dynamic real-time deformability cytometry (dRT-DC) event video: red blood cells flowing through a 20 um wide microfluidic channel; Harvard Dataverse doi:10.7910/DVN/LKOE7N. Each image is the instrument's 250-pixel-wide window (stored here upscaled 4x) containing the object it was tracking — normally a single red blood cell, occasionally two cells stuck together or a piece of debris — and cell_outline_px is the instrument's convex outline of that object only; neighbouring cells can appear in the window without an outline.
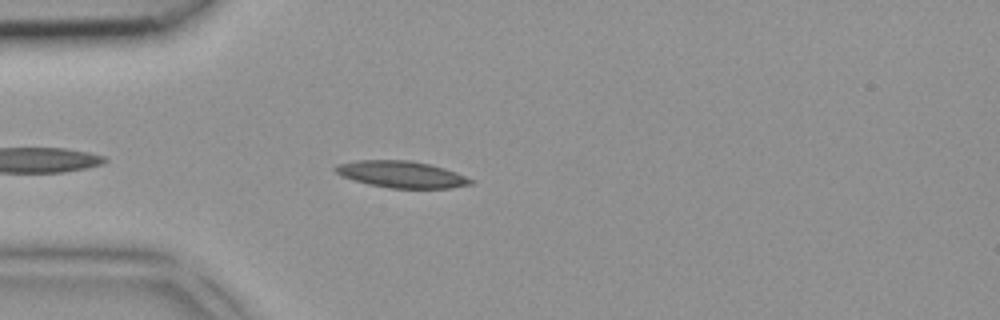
{"species": "common noctule bat (a hibernating species)", "species_latin": "Nyctalus noctula", "temperature_condition": "room temperature", "stored_images_in_passage": 3, "camera_frame_rate_fps": 3000, "um_per_image_px": 0.085, "animal": {"sex": "female", "body_mass_g": 18.4}, "frame": {"image": 1, "passage_image": 3, "time_ms": 0.667, "image_size_px": [1000, 320], "cell_outline_px": [[472, 184], [452, 188], [392, 188], [368, 184], [344, 176], [336, 172], [332, 168], [336, 164], [356, 160], [408, 160], [428, 164], [444, 168], [456, 172], [472, 180]], "centroid_in_image_um": [34.11, 14.81], "position_along_channel_um": 50.9, "area_um2": 20.81}}